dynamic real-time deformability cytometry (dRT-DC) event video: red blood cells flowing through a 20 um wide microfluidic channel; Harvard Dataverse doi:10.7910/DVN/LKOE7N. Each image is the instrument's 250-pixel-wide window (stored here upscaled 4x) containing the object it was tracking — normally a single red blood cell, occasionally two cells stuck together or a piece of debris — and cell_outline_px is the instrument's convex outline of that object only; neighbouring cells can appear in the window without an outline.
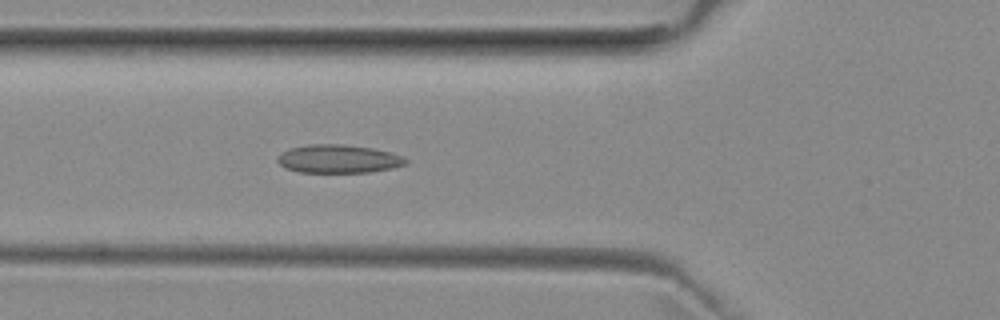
{"species": "common noctule bat (a hibernating species)", "species_latin": "Nyctalus noctula", "temperature_condition": "room temperature", "stored_images_in_passage": 35, "camera_frame_rate_fps": 3000, "um_per_image_px": 0.085, "animal": {"sex": "female", "body_mass_g": 29.2, "forearm_length_mm": 56.3}, "frame": {"image": 1, "passage_image": 10, "time_ms": 3.0, "image_size_px": [1000, 320], "cell_outline_px": [[408, 164], [392, 168], [368, 172], [300, 172], [284, 168], [276, 160], [280, 152], [288, 148], [308, 144], [344, 144], [372, 148], [392, 152], [408, 160]], "centroid_in_image_um": [28.74, 13.49], "position_along_channel_um": 97.1, "area_um2": 21.33}}
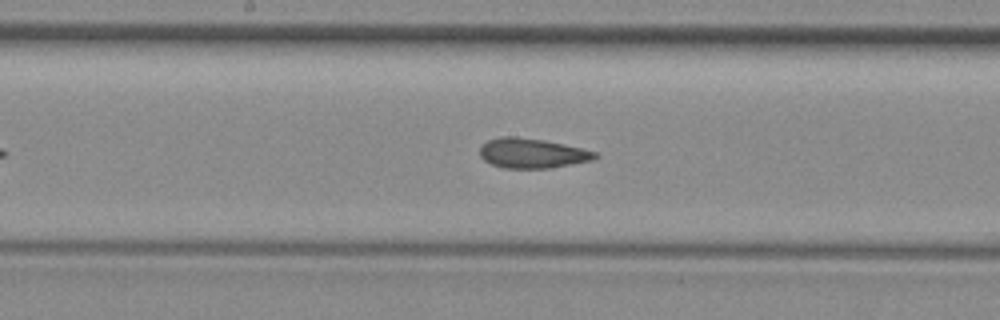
{"frame": {"image": 2, "passage_image": 18, "time_ms": 5.667, "image_size_px": [1000, 320], "cell_outline_px": [[600, 156], [592, 160], [548, 168], [504, 168], [492, 164], [484, 160], [480, 156], [480, 144], [488, 140], [504, 136], [516, 136], [544, 140], [564, 144], [596, 152]], "centroid_in_image_um": [45.2, 13.01], "position_along_channel_um": 203.0, "area_um2": 19.94}}
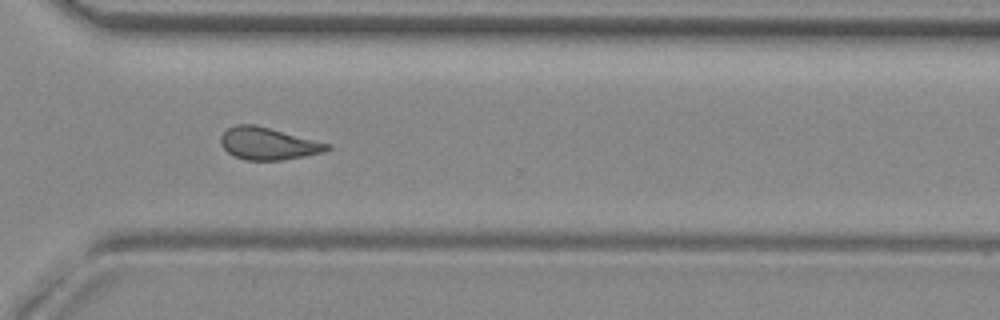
{"frame": {"image": 3, "passage_image": 29, "time_ms": 9.333, "image_size_px": [1000, 320], "cell_outline_px": [[332, 148], [324, 152], [304, 156], [280, 160], [248, 160], [236, 156], [228, 152], [220, 144], [220, 136], [228, 128], [236, 124], [256, 124], [332, 144]], "centroid_in_image_um": [22.82, 12.19], "position_along_channel_um": 347.8, "area_um2": 20.06}, "authors_computed_cell_mechanics": {"area_um2": 20.23, "velocity_mm_per_s": 3.9587, "shape_relaxation_time_tau1_ms": null, "shape_relaxation_time_tau2_ms": 3.0176, "deformation_change_tau1": null, "deformation_change_tau2": 0.1068}}